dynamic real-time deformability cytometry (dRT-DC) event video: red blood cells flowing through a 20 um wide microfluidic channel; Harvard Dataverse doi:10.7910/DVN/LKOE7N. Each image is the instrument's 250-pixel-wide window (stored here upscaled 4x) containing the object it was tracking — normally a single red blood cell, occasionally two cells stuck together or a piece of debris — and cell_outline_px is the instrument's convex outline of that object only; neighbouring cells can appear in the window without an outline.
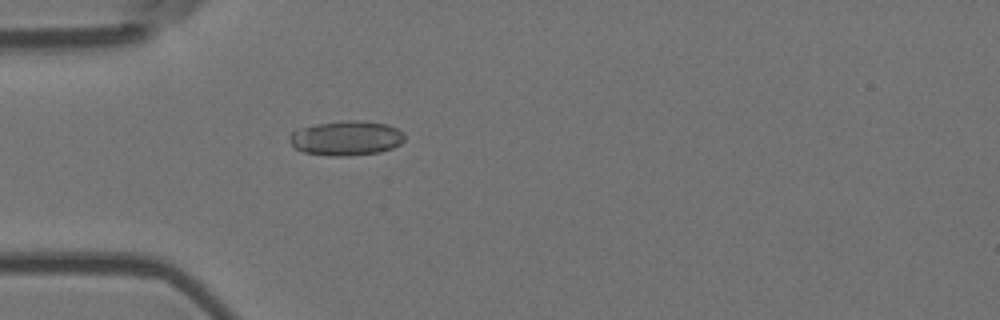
{"species": "Egyptian fruit bat (a non-hibernating species)", "species_latin": "Rousettus aegyptiacus", "temperature_condition": "room temperature", "stored_images_in_passage": 4, "camera_frame_rate_fps": 3000, "um_per_image_px": 0.085, "animal": {"sex": "female"}, "frame": {"image": 1, "passage_image": 4, "time_ms": 1.0, "image_size_px": [1000, 320], "cell_outline_px": [[404, 140], [400, 144], [392, 148], [380, 152], [348, 156], [328, 156], [304, 152], [296, 148], [288, 140], [288, 136], [296, 128], [316, 124], [344, 120], [356, 120], [388, 124], [404, 132]], "centroid_in_image_um": [29.42, 11.74], "position_along_channel_um": 55.6, "area_um2": 23.47}}